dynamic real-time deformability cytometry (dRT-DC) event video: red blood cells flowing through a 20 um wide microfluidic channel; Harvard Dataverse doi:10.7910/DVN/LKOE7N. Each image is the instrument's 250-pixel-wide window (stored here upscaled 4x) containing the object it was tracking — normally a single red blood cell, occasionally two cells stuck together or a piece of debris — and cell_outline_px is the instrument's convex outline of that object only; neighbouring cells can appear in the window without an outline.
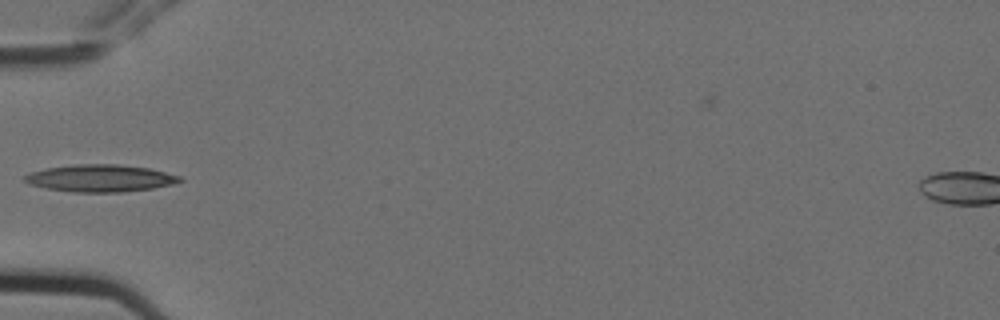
{"species": "Egyptian fruit bat (a non-hibernating species)", "species_latin": "Rousettus aegyptiacus", "temperature_condition": "cold", "stored_images_in_passage": 7, "camera_frame_rate_fps": 3000, "um_per_image_px": 0.085, "animal": {"sex": "female"}, "frame": {"image": 1, "passage_image": 6, "time_ms": 1.667, "image_size_px": [1000, 320], "cell_outline_px": [[184, 180], [172, 184], [152, 188], [124, 192], [72, 192], [48, 188], [28, 184], [24, 180], [24, 176], [32, 172], [48, 168], [72, 164], [120, 164], [148, 168], [180, 176]], "centroid_in_image_um": [8.53, 15.14], "position_along_channel_um": 76.5, "area_um2": 24.45}}
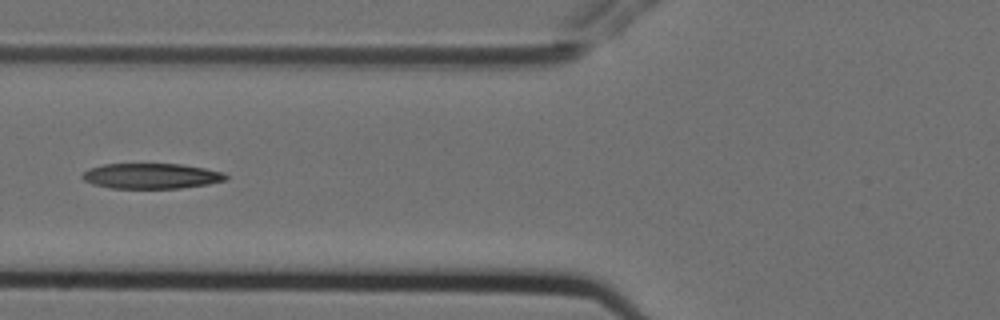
{"frame": {"image": 2, "passage_image": 7, "time_ms": 2.0, "image_size_px": [1000, 320], "cell_outline_px": [[228, 180], [208, 184], [180, 188], [112, 188], [92, 184], [84, 180], [80, 176], [84, 172], [92, 168], [104, 164], [180, 164], [204, 168], [224, 172], [228, 176]], "centroid_in_image_um": [12.89, 14.96], "position_along_channel_um": 112.9, "area_um2": 21.15}}